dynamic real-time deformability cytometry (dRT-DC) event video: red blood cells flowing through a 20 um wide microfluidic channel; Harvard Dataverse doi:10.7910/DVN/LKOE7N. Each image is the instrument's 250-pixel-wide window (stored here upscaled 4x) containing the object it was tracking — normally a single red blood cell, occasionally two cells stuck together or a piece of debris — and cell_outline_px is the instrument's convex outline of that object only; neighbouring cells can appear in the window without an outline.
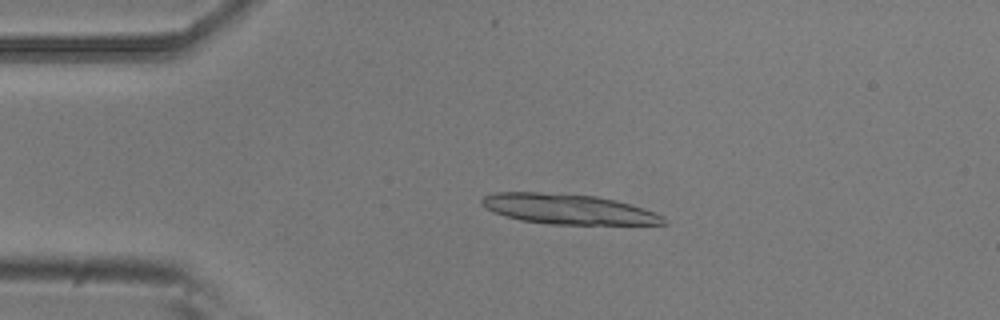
{"species": "common noctule bat (a hibernating species)", "species_latin": "Nyctalus noctula", "temperature_condition": "room temperature", "stored_images_in_passage": 4, "camera_frame_rate_fps": 3000, "um_per_image_px": 0.085, "animal": {"sex": "male", "body_mass_g": 20.5, "forearm_length_mm": 52.5}, "frame": {"image": 1, "passage_image": 3, "time_ms": 0.667, "image_size_px": [1000, 320], "cell_outline_px": [[668, 224], [548, 224], [520, 220], [496, 212], [488, 208], [480, 200], [484, 196], [496, 192], [540, 192], [596, 196], [616, 200], [664, 216], [668, 220]], "centroid_in_image_um": [48.32, 17.77], "position_along_channel_um": 36.7, "area_um2": 31.39}}